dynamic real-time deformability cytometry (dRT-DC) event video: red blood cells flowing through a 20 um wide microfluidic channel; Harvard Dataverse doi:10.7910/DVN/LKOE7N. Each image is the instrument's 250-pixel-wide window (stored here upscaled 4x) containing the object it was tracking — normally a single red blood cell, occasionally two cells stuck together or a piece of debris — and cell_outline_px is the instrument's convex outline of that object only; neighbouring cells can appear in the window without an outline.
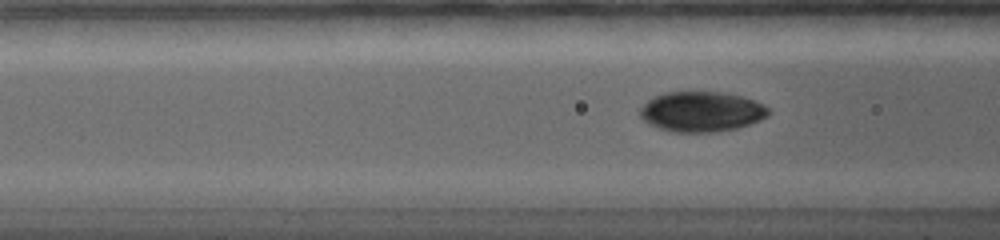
{"species": "common noctule bat (a hibernating species)", "species_latin": "Nyctalus noctula", "temperature_condition": "warm", "stored_images_in_passage": 55, "camera_frame_rate_fps": 5000, "um_per_image_px": 0.085, "animal": {"sex": "female", "body_mass_g": 19.0, "forearm_length_mm": 56.7}, "frame": {"image": 1, "passage_image": 23, "time_ms": 4.4, "image_size_px": [1000, 240], "cell_outline_px": [[768, 116], [760, 120], [736, 128], [716, 132], [672, 132], [648, 124], [640, 116], [640, 108], [648, 100], [664, 92], [720, 92], [740, 96], [764, 104], [768, 108]], "centroid_in_image_um": [59.61, 9.49], "position_along_channel_um": 107.0, "area_um2": 29.88}}
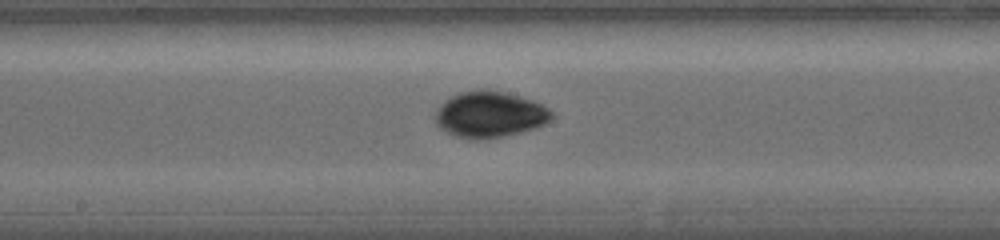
{"frame": {"image": 2, "passage_image": 32, "time_ms": 7.0, "image_size_px": [1000, 240], "cell_outline_px": [[552, 116], [544, 124], [536, 128], [504, 136], [476, 140], [468, 140], [456, 136], [440, 128], [436, 124], [436, 108], [444, 100], [460, 92], [480, 88], [488, 88], [504, 92], [532, 100], [548, 108], [552, 112]], "centroid_in_image_um": [41.59, 9.72], "position_along_channel_um": 206.6, "area_um2": 31.39}}
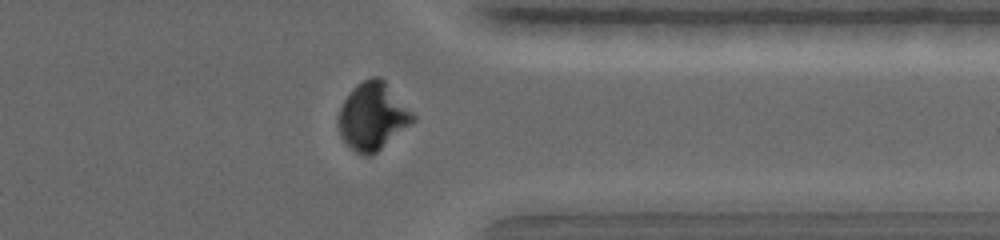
{"frame": {"image": 3, "passage_image": 51, "time_ms": 11.6, "image_size_px": [1000, 240], "cell_outline_px": [[416, 120], [412, 124], [372, 156], [364, 156], [356, 152], [340, 136], [336, 124], [336, 116], [344, 100], [352, 88], [356, 84], [372, 76], [380, 76], [384, 80], [416, 116]], "centroid_in_image_um": [31.66, 9.89], "position_along_channel_um": 379.7, "area_um2": 29.59}, "authors_computed_cell_mechanics": {"area_um2": 29.5936, "velocity_mm_per_s": 3.8345, "shape_relaxation_time_tau1_ms": 2.8543, "shape_relaxation_time_tau2_ms": 4.2347, "deformation_change_tau1": 0.1453, "deformation_change_tau2": 0.0362}}